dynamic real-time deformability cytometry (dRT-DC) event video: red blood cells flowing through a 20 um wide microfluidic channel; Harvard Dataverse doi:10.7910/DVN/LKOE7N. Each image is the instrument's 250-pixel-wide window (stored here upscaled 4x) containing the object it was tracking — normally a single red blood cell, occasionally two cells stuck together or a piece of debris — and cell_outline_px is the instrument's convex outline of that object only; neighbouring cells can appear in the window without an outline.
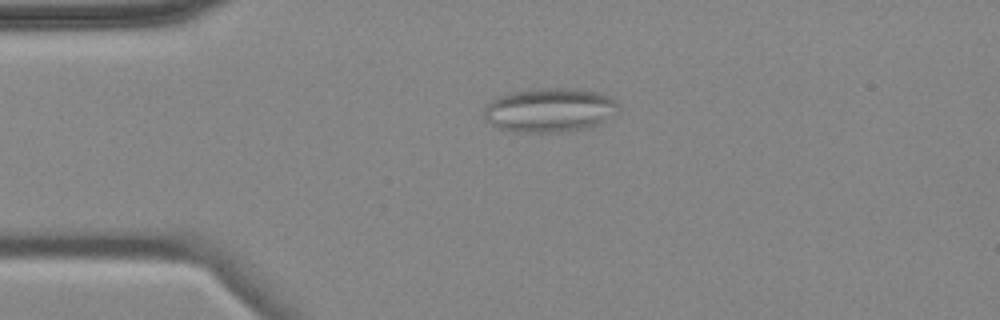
{"species": "common noctule bat (a hibernating species)", "species_latin": "Nyctalus noctula", "temperature_condition": "cold", "stored_images_in_passage": 6, "camera_frame_rate_fps": 3000, "um_per_image_px": 0.085, "animal": {"sex": "female", "body_mass_g": 18.4}, "frame": {"image": 1, "passage_image": 4, "time_ms": 3.333, "image_size_px": [1000, 320], "cell_outline_px": [[620, 108], [604, 124], [584, 128], [560, 132], [516, 132], [500, 128], [484, 120], [484, 104], [500, 96], [512, 92], [532, 88], [572, 88], [596, 92], [608, 96], [616, 100]], "centroid_in_image_um": [46.73, 9.35], "position_along_channel_um": 38.3, "area_um2": 34.91}}